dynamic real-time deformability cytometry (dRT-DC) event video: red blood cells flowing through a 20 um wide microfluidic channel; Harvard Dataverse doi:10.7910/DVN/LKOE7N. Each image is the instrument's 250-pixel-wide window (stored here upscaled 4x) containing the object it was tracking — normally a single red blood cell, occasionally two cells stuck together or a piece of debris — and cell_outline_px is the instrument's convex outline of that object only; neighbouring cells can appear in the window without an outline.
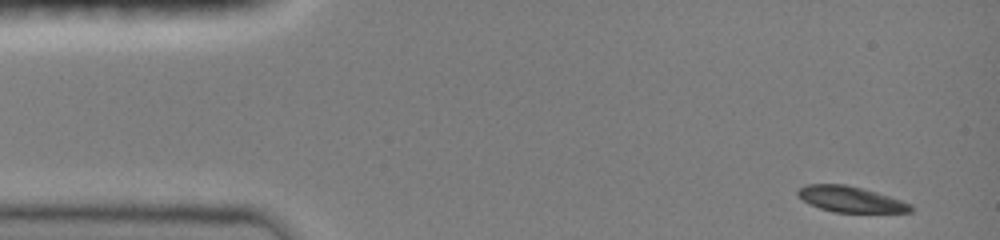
{"species": "common noctule bat (a hibernating species)", "species_latin": "Nyctalus noctula", "temperature_condition": "room temperature", "stored_images_in_passage": 22, "camera_frame_rate_fps": 3000, "um_per_image_px": 0.085, "animal": {"sex": "female", "body_mass_g": 19.0, "forearm_length_mm": 51.5}, "frame": {"image": 1, "passage_image": 1, "time_ms": 0.0, "image_size_px": [1000, 240], "cell_outline_px": [[912, 212], [832, 212], [820, 208], [796, 196], [796, 192], [800, 188], [808, 184], [844, 184], [864, 188], [912, 204]], "centroid_in_image_um": [72.29, 16.93], "position_along_channel_um": 12.7, "area_um2": 16.82}}
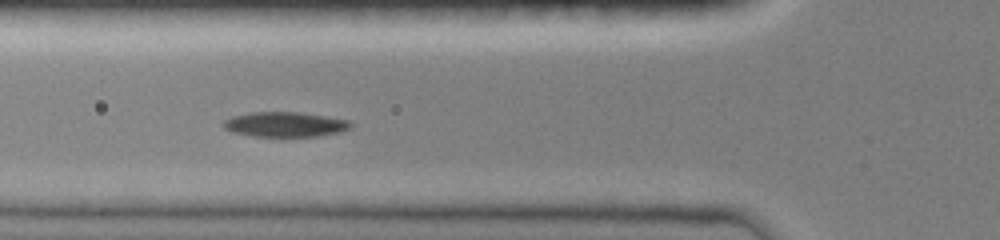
{"frame": {"image": 2, "passage_image": 13, "time_ms": 4.667, "image_size_px": [1000, 240], "cell_outline_px": [[352, 128], [340, 132], [316, 136], [252, 136], [232, 132], [224, 128], [220, 124], [224, 120], [232, 116], [248, 112], [296, 112], [324, 116], [348, 120], [352, 124]], "centroid_in_image_um": [24.18, 10.57], "position_along_channel_um": 101.6, "area_um2": 18.5}}
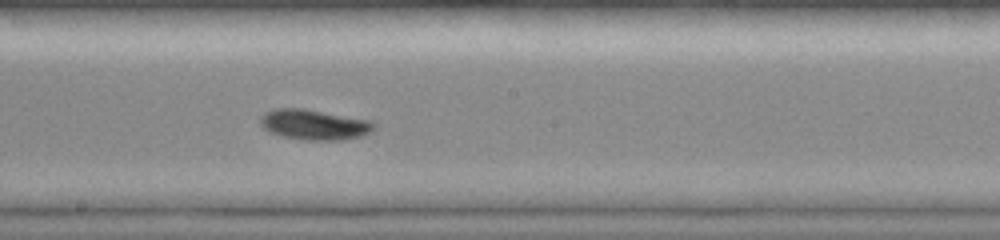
{"frame": {"image": 3, "passage_image": 22, "time_ms": 7.667, "image_size_px": [1000, 240], "cell_outline_px": [[376, 124], [364, 136], [344, 140], [308, 140], [284, 136], [272, 132], [264, 128], [260, 124], [260, 116], [264, 112], [276, 108], [304, 108], [372, 120]], "centroid_in_image_um": [26.72, 10.58], "position_along_channel_um": 221.5, "area_um2": 20.11}}